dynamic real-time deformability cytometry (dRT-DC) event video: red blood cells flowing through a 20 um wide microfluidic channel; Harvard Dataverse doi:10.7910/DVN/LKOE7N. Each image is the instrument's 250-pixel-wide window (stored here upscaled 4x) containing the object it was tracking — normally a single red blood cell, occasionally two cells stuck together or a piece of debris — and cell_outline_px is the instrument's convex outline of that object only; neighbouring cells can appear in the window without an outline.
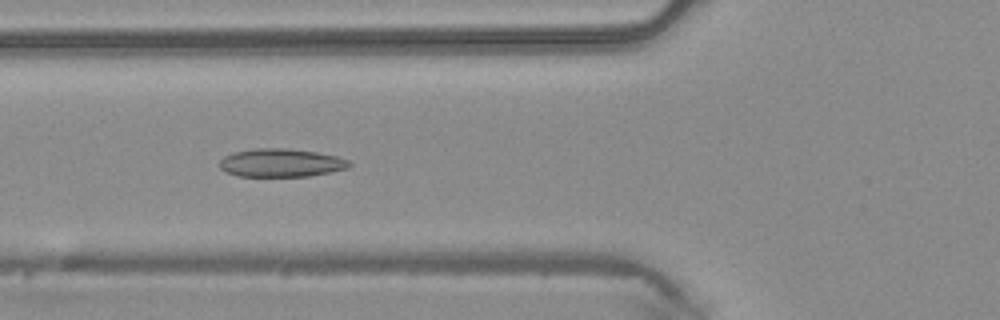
{"species": "common noctule bat (a hibernating species)", "species_latin": "Nyctalus noctula", "temperature_condition": "warm", "stored_images_in_passage": 38, "camera_frame_rate_fps": 3000, "um_per_image_px": 0.085, "animal": {"sex": "male", "body_mass_g": 20.4}, "frame": {"image": 1, "passage_image": 8, "time_ms": 2.333, "image_size_px": [1000, 320], "cell_outline_px": [[352, 164], [348, 168], [308, 176], [236, 176], [224, 172], [220, 168], [220, 160], [224, 156], [232, 152], [256, 148], [288, 148], [316, 152], [336, 156], [348, 160]], "centroid_in_image_um": [23.84, 13.83], "position_along_channel_um": 102.0, "area_um2": 21.39}}
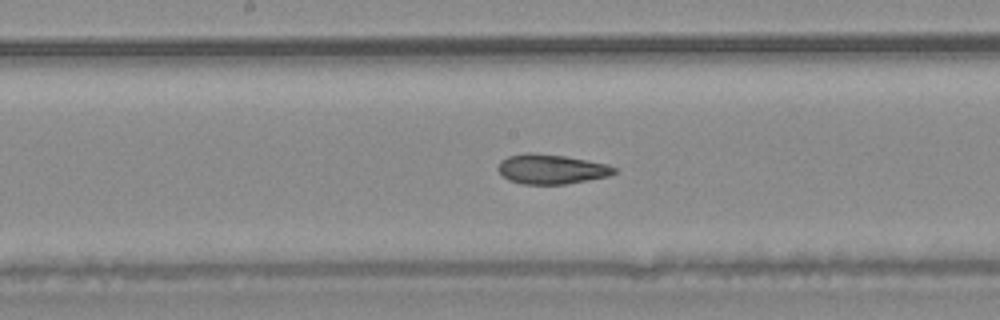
{"frame": {"image": 2, "passage_image": 15, "time_ms": 4.667, "image_size_px": [1000, 320], "cell_outline_px": [[616, 172], [608, 176], [564, 184], [524, 184], [508, 180], [500, 172], [500, 160], [508, 156], [528, 152], [532, 152], [564, 156], [588, 160], [608, 164], [616, 168]], "centroid_in_image_um": [46.87, 14.36], "position_along_channel_um": 201.3, "area_um2": 19.88}}
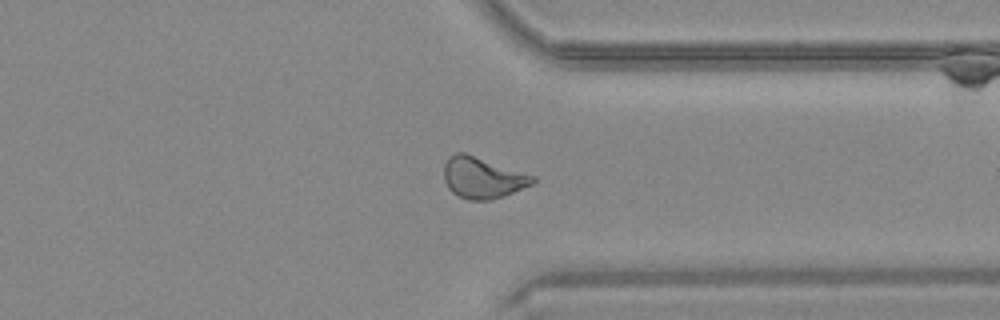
{"frame": {"image": 3, "passage_image": 27, "time_ms": 8.667, "image_size_px": [1000, 320], "cell_outline_px": [[536, 180], [532, 184], [504, 196], [492, 200], [468, 200], [456, 196], [448, 188], [444, 180], [444, 164], [448, 156], [456, 152], [464, 152], [536, 176]], "centroid_in_image_um": [40.99, 15.11], "position_along_channel_um": 370.4, "area_um2": 21.5}, "authors_computed_cell_mechanics": {"area_um2": 20.8947, "velocity_mm_per_s": 4.2427, "shape_relaxation_time_tau1_ms": null, "shape_relaxation_time_tau2_ms": 2.8003, "deformation_change_tau1": null, "deformation_change_tau2": 0.0736}}